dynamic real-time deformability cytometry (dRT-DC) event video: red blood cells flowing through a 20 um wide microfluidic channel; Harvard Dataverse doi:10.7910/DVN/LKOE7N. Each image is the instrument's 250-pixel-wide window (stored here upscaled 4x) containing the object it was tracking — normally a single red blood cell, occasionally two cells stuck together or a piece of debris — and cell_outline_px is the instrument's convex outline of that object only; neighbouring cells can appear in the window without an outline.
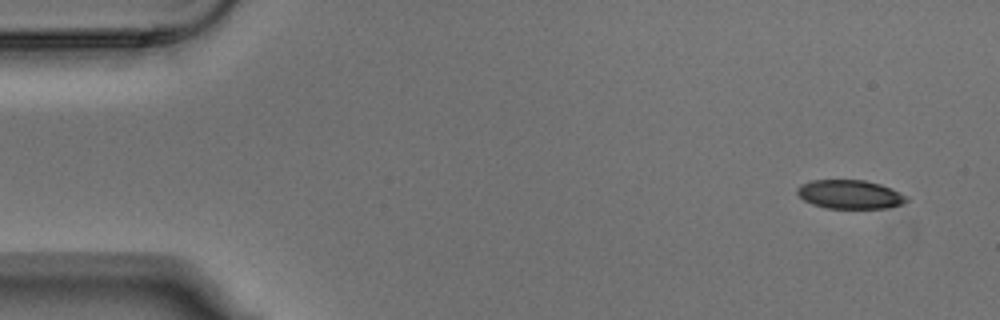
{"species": "Egyptian fruit bat (a non-hibernating species)", "species_latin": "Rousettus aegyptiacus", "temperature_condition": "warm", "stored_images_in_passage": 7, "camera_frame_rate_fps": 3000, "um_per_image_px": 0.085, "animal": {"sex": "male"}, "frame": {"image": 1, "passage_image": 1, "time_ms": 0.0, "image_size_px": [1000, 320], "cell_outline_px": [[908, 200], [904, 204], [888, 208], [824, 208], [812, 204], [804, 200], [796, 192], [796, 188], [800, 184], [812, 180], [864, 180], [880, 184], [908, 196]], "centroid_in_image_um": [72.23, 16.53], "position_along_channel_um": 12.8, "area_um2": 18.44}}
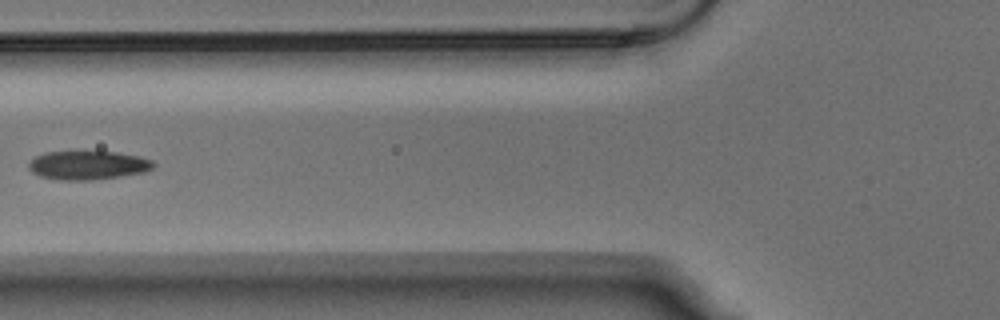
{"frame": {"image": 2, "passage_image": 6, "time_ms": 1.667, "image_size_px": [1000, 320], "cell_outline_px": [[156, 164], [152, 168], [144, 172], [120, 176], [92, 180], [56, 180], [40, 176], [32, 172], [28, 168], [28, 164], [36, 156], [44, 152], [116, 152], [140, 156], [152, 160]], "centroid_in_image_um": [7.47, 14.05], "position_along_channel_um": 118.3, "area_um2": 20.87}}
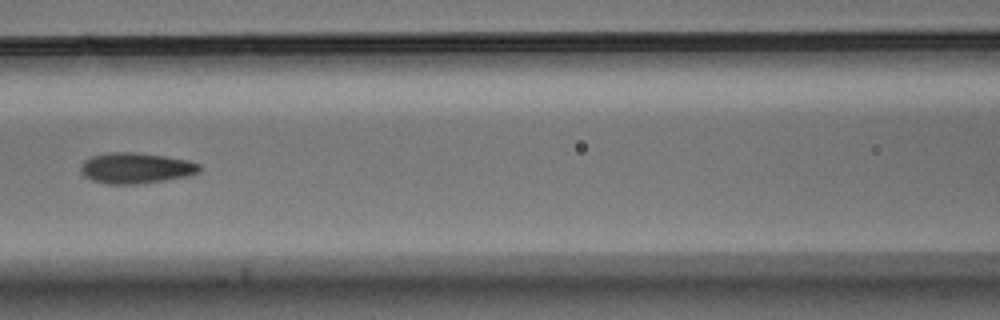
{"frame": {"image": 3, "passage_image": 7, "time_ms": 2.0, "image_size_px": [1000, 320], "cell_outline_px": [[200, 172], [188, 176], [164, 180], [136, 184], [104, 184], [92, 180], [84, 176], [80, 172], [80, 164], [84, 160], [92, 156], [108, 152], [136, 152], [164, 156], [188, 160], [200, 164]], "centroid_in_image_um": [11.52, 14.28], "position_along_channel_um": 155.1, "area_um2": 21.44}}